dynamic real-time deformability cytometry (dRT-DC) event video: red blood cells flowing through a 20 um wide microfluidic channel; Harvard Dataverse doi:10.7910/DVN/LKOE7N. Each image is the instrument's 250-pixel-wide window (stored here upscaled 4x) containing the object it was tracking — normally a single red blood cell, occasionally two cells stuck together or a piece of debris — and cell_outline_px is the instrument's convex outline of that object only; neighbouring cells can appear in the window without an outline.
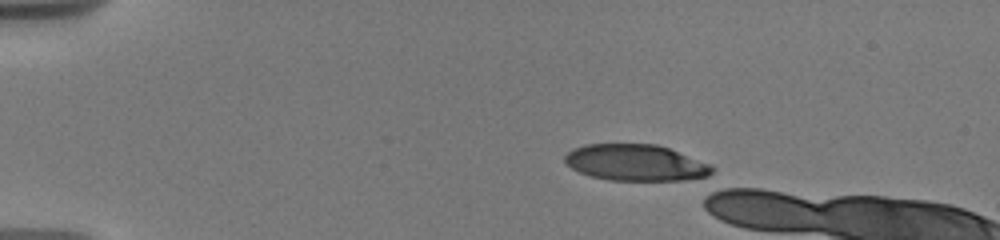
{"species": "human", "species_latin": "Homo sapiens", "temperature_condition": "warm", "stored_images_in_passage": 14, "camera_frame_rate_fps": 3000, "um_per_image_px": 0.085, "donor": {"sex": "male"}, "frame": {"image": 1, "passage_image": 1, "time_ms": 0.0, "image_size_px": [1000, 240], "cell_outline_px": [[716, 168], [708, 180], [608, 180], [592, 176], [580, 172], [572, 168], [564, 160], [564, 156], [572, 148], [584, 144], [656, 144], [668, 148], [712, 164]], "centroid_in_image_um": [54.13, 13.84], "position_along_channel_um": 30.9, "area_um2": 31.67}}
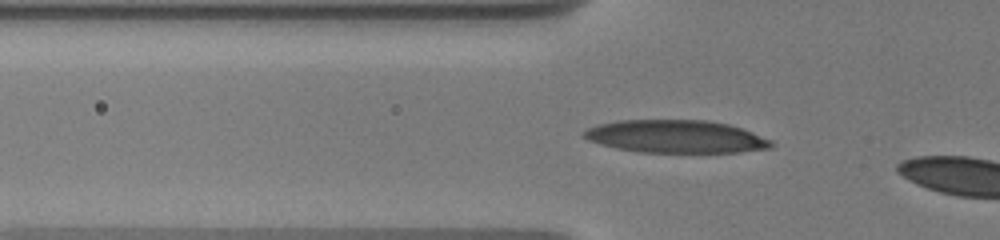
{"frame": {"image": 2, "passage_image": 11, "time_ms": 3.0, "image_size_px": [1000, 240], "cell_outline_px": [[776, 144], [772, 148], [740, 152], [640, 152], [616, 148], [600, 144], [588, 140], [584, 136], [584, 132], [588, 128], [596, 124], [616, 120], [708, 120], [728, 124], [752, 132], [772, 140]], "centroid_in_image_um": [57.47, 11.6], "position_along_channel_um": 68.3, "area_um2": 35.89}}